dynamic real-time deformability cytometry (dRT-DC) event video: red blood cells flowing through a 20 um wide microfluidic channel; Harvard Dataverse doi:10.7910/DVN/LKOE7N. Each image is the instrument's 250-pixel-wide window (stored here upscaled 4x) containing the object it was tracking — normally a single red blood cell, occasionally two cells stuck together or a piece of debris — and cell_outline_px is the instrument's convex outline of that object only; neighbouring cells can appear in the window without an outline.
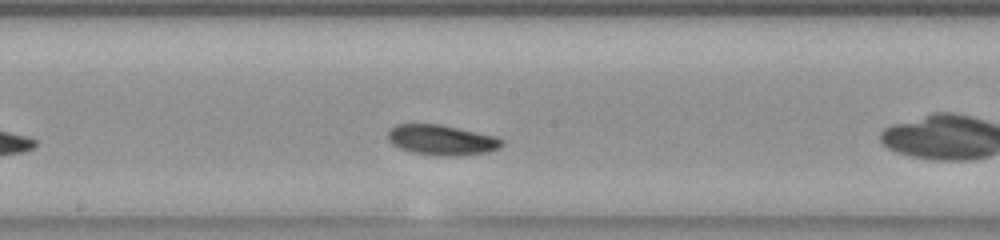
{"species": "common noctule bat (a hibernating species)", "species_latin": "Nyctalus noctula", "temperature_condition": "room temperature", "stored_images_in_passage": 34, "camera_frame_rate_fps": 3000, "um_per_image_px": 0.085, "animal": {"sex": "female", "body_mass_g": 23.0, "forearm_length_mm": 53.4}, "frame": {"image": 1, "passage_image": 15, "time_ms": 4.667, "image_size_px": [1000, 240], "cell_outline_px": [[504, 144], [500, 148], [488, 152], [460, 156], [436, 156], [412, 152], [400, 148], [392, 144], [388, 140], [388, 132], [396, 124], [440, 124], [496, 136], [504, 140]], "centroid_in_image_um": [37.58, 11.91], "position_along_channel_um": 210.6, "area_um2": 20.29}}
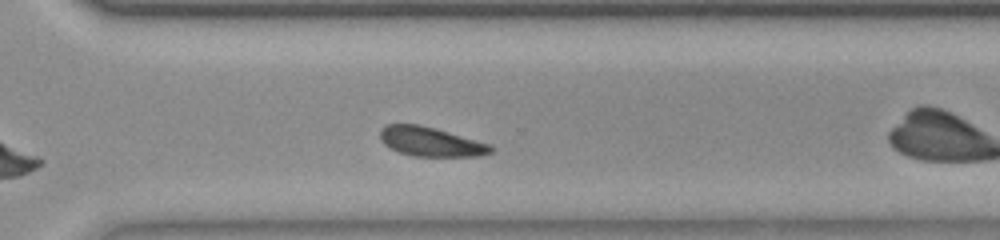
{"frame": {"image": 2, "passage_image": 25, "time_ms": 8.0, "image_size_px": [1000, 240], "cell_outline_px": [[496, 148], [492, 152], [480, 156], [412, 156], [400, 152], [384, 144], [380, 140], [380, 128], [388, 124], [420, 124], [492, 144]], "centroid_in_image_um": [36.64, 12.04], "position_along_channel_um": 334.0, "area_um2": 19.02}, "authors_computed_cell_mechanics": {"area_um2": 19.2185, "velocity_mm_per_s": 3.6927, "shape_relaxation_time_tau1_ms": 3.5802, "shape_relaxation_time_tau2_ms": null, "deformation_change_tau1": 0.0821, "deformation_change_tau2": null}}